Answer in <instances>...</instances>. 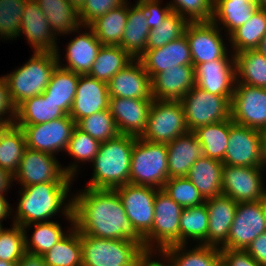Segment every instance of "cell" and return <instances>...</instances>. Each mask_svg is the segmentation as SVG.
<instances>
[{
	"instance_id": "2",
	"label": "cell",
	"mask_w": 266,
	"mask_h": 266,
	"mask_svg": "<svg viewBox=\"0 0 266 266\" xmlns=\"http://www.w3.org/2000/svg\"><path fill=\"white\" fill-rule=\"evenodd\" d=\"M71 182H45L22 187L21 197L14 216V224L26 231L33 223L50 221L62 207V214L74 226L72 197L64 203L70 191ZM64 207H63V206ZM31 225V226H30Z\"/></svg>"
},
{
	"instance_id": "8",
	"label": "cell",
	"mask_w": 266,
	"mask_h": 266,
	"mask_svg": "<svg viewBox=\"0 0 266 266\" xmlns=\"http://www.w3.org/2000/svg\"><path fill=\"white\" fill-rule=\"evenodd\" d=\"M62 167L54 155L26 147L20 166L13 180L25 187L45 182H71L78 171V164Z\"/></svg>"
},
{
	"instance_id": "39",
	"label": "cell",
	"mask_w": 266,
	"mask_h": 266,
	"mask_svg": "<svg viewBox=\"0 0 266 266\" xmlns=\"http://www.w3.org/2000/svg\"><path fill=\"white\" fill-rule=\"evenodd\" d=\"M132 60L133 58L122 47L102 45L87 75L108 83L113 76Z\"/></svg>"
},
{
	"instance_id": "67",
	"label": "cell",
	"mask_w": 266,
	"mask_h": 266,
	"mask_svg": "<svg viewBox=\"0 0 266 266\" xmlns=\"http://www.w3.org/2000/svg\"><path fill=\"white\" fill-rule=\"evenodd\" d=\"M248 1H249V2H252V3H255V4L258 5V3H259L260 0H248Z\"/></svg>"
},
{
	"instance_id": "44",
	"label": "cell",
	"mask_w": 266,
	"mask_h": 266,
	"mask_svg": "<svg viewBox=\"0 0 266 266\" xmlns=\"http://www.w3.org/2000/svg\"><path fill=\"white\" fill-rule=\"evenodd\" d=\"M188 24L189 21L178 13L171 11L162 24L157 25V28L150 29L146 42V50L163 47L167 43L181 38L185 35Z\"/></svg>"
},
{
	"instance_id": "15",
	"label": "cell",
	"mask_w": 266,
	"mask_h": 266,
	"mask_svg": "<svg viewBox=\"0 0 266 266\" xmlns=\"http://www.w3.org/2000/svg\"><path fill=\"white\" fill-rule=\"evenodd\" d=\"M266 167H244L223 165L222 194L237 203L266 199V188L262 180Z\"/></svg>"
},
{
	"instance_id": "18",
	"label": "cell",
	"mask_w": 266,
	"mask_h": 266,
	"mask_svg": "<svg viewBox=\"0 0 266 266\" xmlns=\"http://www.w3.org/2000/svg\"><path fill=\"white\" fill-rule=\"evenodd\" d=\"M195 85L214 95L233 96L236 83L235 55L198 64L194 68Z\"/></svg>"
},
{
	"instance_id": "46",
	"label": "cell",
	"mask_w": 266,
	"mask_h": 266,
	"mask_svg": "<svg viewBox=\"0 0 266 266\" xmlns=\"http://www.w3.org/2000/svg\"><path fill=\"white\" fill-rule=\"evenodd\" d=\"M162 190L182 208L199 206L205 199L187 177L169 178Z\"/></svg>"
},
{
	"instance_id": "59",
	"label": "cell",
	"mask_w": 266,
	"mask_h": 266,
	"mask_svg": "<svg viewBox=\"0 0 266 266\" xmlns=\"http://www.w3.org/2000/svg\"><path fill=\"white\" fill-rule=\"evenodd\" d=\"M5 192H0V222L11 214L12 210L10 204L5 199Z\"/></svg>"
},
{
	"instance_id": "24",
	"label": "cell",
	"mask_w": 266,
	"mask_h": 266,
	"mask_svg": "<svg viewBox=\"0 0 266 266\" xmlns=\"http://www.w3.org/2000/svg\"><path fill=\"white\" fill-rule=\"evenodd\" d=\"M195 86L193 65H180L157 73L151 79V93L158 100H181Z\"/></svg>"
},
{
	"instance_id": "12",
	"label": "cell",
	"mask_w": 266,
	"mask_h": 266,
	"mask_svg": "<svg viewBox=\"0 0 266 266\" xmlns=\"http://www.w3.org/2000/svg\"><path fill=\"white\" fill-rule=\"evenodd\" d=\"M265 231L266 199L238 203L228 241L221 248L246 250Z\"/></svg>"
},
{
	"instance_id": "61",
	"label": "cell",
	"mask_w": 266,
	"mask_h": 266,
	"mask_svg": "<svg viewBox=\"0 0 266 266\" xmlns=\"http://www.w3.org/2000/svg\"><path fill=\"white\" fill-rule=\"evenodd\" d=\"M72 5L77 9L79 10L83 4L85 3L86 0H69Z\"/></svg>"
},
{
	"instance_id": "32",
	"label": "cell",
	"mask_w": 266,
	"mask_h": 266,
	"mask_svg": "<svg viewBox=\"0 0 266 266\" xmlns=\"http://www.w3.org/2000/svg\"><path fill=\"white\" fill-rule=\"evenodd\" d=\"M258 8L257 4L248 0H213L211 22L218 26L223 24L229 36L239 26L250 20Z\"/></svg>"
},
{
	"instance_id": "31",
	"label": "cell",
	"mask_w": 266,
	"mask_h": 266,
	"mask_svg": "<svg viewBox=\"0 0 266 266\" xmlns=\"http://www.w3.org/2000/svg\"><path fill=\"white\" fill-rule=\"evenodd\" d=\"M67 114L54 101L44 94L25 99L16 107V125H35L46 123Z\"/></svg>"
},
{
	"instance_id": "14",
	"label": "cell",
	"mask_w": 266,
	"mask_h": 266,
	"mask_svg": "<svg viewBox=\"0 0 266 266\" xmlns=\"http://www.w3.org/2000/svg\"><path fill=\"white\" fill-rule=\"evenodd\" d=\"M17 126L24 132L26 147L54 155L66 151L76 122L66 115L46 123Z\"/></svg>"
},
{
	"instance_id": "45",
	"label": "cell",
	"mask_w": 266,
	"mask_h": 266,
	"mask_svg": "<svg viewBox=\"0 0 266 266\" xmlns=\"http://www.w3.org/2000/svg\"><path fill=\"white\" fill-rule=\"evenodd\" d=\"M76 126L100 143L113 139L120 134L109 109L82 118Z\"/></svg>"
},
{
	"instance_id": "1",
	"label": "cell",
	"mask_w": 266,
	"mask_h": 266,
	"mask_svg": "<svg viewBox=\"0 0 266 266\" xmlns=\"http://www.w3.org/2000/svg\"><path fill=\"white\" fill-rule=\"evenodd\" d=\"M74 227L103 239L142 240L132 229L115 190L91 189L72 196Z\"/></svg>"
},
{
	"instance_id": "6",
	"label": "cell",
	"mask_w": 266,
	"mask_h": 266,
	"mask_svg": "<svg viewBox=\"0 0 266 266\" xmlns=\"http://www.w3.org/2000/svg\"><path fill=\"white\" fill-rule=\"evenodd\" d=\"M168 179L167 145L135 137L129 183L162 189Z\"/></svg>"
},
{
	"instance_id": "54",
	"label": "cell",
	"mask_w": 266,
	"mask_h": 266,
	"mask_svg": "<svg viewBox=\"0 0 266 266\" xmlns=\"http://www.w3.org/2000/svg\"><path fill=\"white\" fill-rule=\"evenodd\" d=\"M221 259L227 266H260L246 250L220 248Z\"/></svg>"
},
{
	"instance_id": "29",
	"label": "cell",
	"mask_w": 266,
	"mask_h": 266,
	"mask_svg": "<svg viewBox=\"0 0 266 266\" xmlns=\"http://www.w3.org/2000/svg\"><path fill=\"white\" fill-rule=\"evenodd\" d=\"M146 12L140 4L128 6L127 23L120 47L133 59H138L146 51V42L150 28L147 24Z\"/></svg>"
},
{
	"instance_id": "55",
	"label": "cell",
	"mask_w": 266,
	"mask_h": 266,
	"mask_svg": "<svg viewBox=\"0 0 266 266\" xmlns=\"http://www.w3.org/2000/svg\"><path fill=\"white\" fill-rule=\"evenodd\" d=\"M246 251L260 266H266V231L254 239Z\"/></svg>"
},
{
	"instance_id": "40",
	"label": "cell",
	"mask_w": 266,
	"mask_h": 266,
	"mask_svg": "<svg viewBox=\"0 0 266 266\" xmlns=\"http://www.w3.org/2000/svg\"><path fill=\"white\" fill-rule=\"evenodd\" d=\"M266 34V11L258 8L246 23L239 26L229 37L233 54L257 49Z\"/></svg>"
},
{
	"instance_id": "66",
	"label": "cell",
	"mask_w": 266,
	"mask_h": 266,
	"mask_svg": "<svg viewBox=\"0 0 266 266\" xmlns=\"http://www.w3.org/2000/svg\"><path fill=\"white\" fill-rule=\"evenodd\" d=\"M143 1H147V0H138V1H137V4H140V3L143 2ZM123 2H125V3H129V2H127V0H123Z\"/></svg>"
},
{
	"instance_id": "4",
	"label": "cell",
	"mask_w": 266,
	"mask_h": 266,
	"mask_svg": "<svg viewBox=\"0 0 266 266\" xmlns=\"http://www.w3.org/2000/svg\"><path fill=\"white\" fill-rule=\"evenodd\" d=\"M82 266H141L142 240L103 239L80 233Z\"/></svg>"
},
{
	"instance_id": "68",
	"label": "cell",
	"mask_w": 266,
	"mask_h": 266,
	"mask_svg": "<svg viewBox=\"0 0 266 266\" xmlns=\"http://www.w3.org/2000/svg\"><path fill=\"white\" fill-rule=\"evenodd\" d=\"M1 224H2V223L0 222V231L3 229Z\"/></svg>"
},
{
	"instance_id": "62",
	"label": "cell",
	"mask_w": 266,
	"mask_h": 266,
	"mask_svg": "<svg viewBox=\"0 0 266 266\" xmlns=\"http://www.w3.org/2000/svg\"><path fill=\"white\" fill-rule=\"evenodd\" d=\"M0 266H17V263L0 260Z\"/></svg>"
},
{
	"instance_id": "27",
	"label": "cell",
	"mask_w": 266,
	"mask_h": 266,
	"mask_svg": "<svg viewBox=\"0 0 266 266\" xmlns=\"http://www.w3.org/2000/svg\"><path fill=\"white\" fill-rule=\"evenodd\" d=\"M84 28H88L90 31L76 36L67 45L65 57L67 65L63 66L60 64L58 50L55 52L58 58V66L80 75H87L90 72L92 64L95 62L98 51L102 46L93 30L89 26H84Z\"/></svg>"
},
{
	"instance_id": "3",
	"label": "cell",
	"mask_w": 266,
	"mask_h": 266,
	"mask_svg": "<svg viewBox=\"0 0 266 266\" xmlns=\"http://www.w3.org/2000/svg\"><path fill=\"white\" fill-rule=\"evenodd\" d=\"M135 136L119 134L102 142L93 160V176L87 188L114 190L129 183Z\"/></svg>"
},
{
	"instance_id": "17",
	"label": "cell",
	"mask_w": 266,
	"mask_h": 266,
	"mask_svg": "<svg viewBox=\"0 0 266 266\" xmlns=\"http://www.w3.org/2000/svg\"><path fill=\"white\" fill-rule=\"evenodd\" d=\"M220 26L210 22L189 23L185 30L188 39L192 65L221 59L228 51L220 35Z\"/></svg>"
},
{
	"instance_id": "33",
	"label": "cell",
	"mask_w": 266,
	"mask_h": 266,
	"mask_svg": "<svg viewBox=\"0 0 266 266\" xmlns=\"http://www.w3.org/2000/svg\"><path fill=\"white\" fill-rule=\"evenodd\" d=\"M79 75L57 65L52 72L47 88L43 92L45 98L58 104V107L67 115H69L73 105Z\"/></svg>"
},
{
	"instance_id": "30",
	"label": "cell",
	"mask_w": 266,
	"mask_h": 266,
	"mask_svg": "<svg viewBox=\"0 0 266 266\" xmlns=\"http://www.w3.org/2000/svg\"><path fill=\"white\" fill-rule=\"evenodd\" d=\"M43 11L52 32L56 35L78 32L82 27L78 10L69 0H33ZM80 26V27H79Z\"/></svg>"
},
{
	"instance_id": "13",
	"label": "cell",
	"mask_w": 266,
	"mask_h": 266,
	"mask_svg": "<svg viewBox=\"0 0 266 266\" xmlns=\"http://www.w3.org/2000/svg\"><path fill=\"white\" fill-rule=\"evenodd\" d=\"M114 190L121 199L133 231L142 239L152 229L154 200L159 189L128 183Z\"/></svg>"
},
{
	"instance_id": "11",
	"label": "cell",
	"mask_w": 266,
	"mask_h": 266,
	"mask_svg": "<svg viewBox=\"0 0 266 266\" xmlns=\"http://www.w3.org/2000/svg\"><path fill=\"white\" fill-rule=\"evenodd\" d=\"M264 132L234 123L230 118L228 146L224 165L265 167Z\"/></svg>"
},
{
	"instance_id": "23",
	"label": "cell",
	"mask_w": 266,
	"mask_h": 266,
	"mask_svg": "<svg viewBox=\"0 0 266 266\" xmlns=\"http://www.w3.org/2000/svg\"><path fill=\"white\" fill-rule=\"evenodd\" d=\"M25 34L35 52H56L58 50L55 34L38 4L28 0L21 19L19 36Z\"/></svg>"
},
{
	"instance_id": "34",
	"label": "cell",
	"mask_w": 266,
	"mask_h": 266,
	"mask_svg": "<svg viewBox=\"0 0 266 266\" xmlns=\"http://www.w3.org/2000/svg\"><path fill=\"white\" fill-rule=\"evenodd\" d=\"M26 148L25 135L15 123L0 129V167L12 176L17 172Z\"/></svg>"
},
{
	"instance_id": "50",
	"label": "cell",
	"mask_w": 266,
	"mask_h": 266,
	"mask_svg": "<svg viewBox=\"0 0 266 266\" xmlns=\"http://www.w3.org/2000/svg\"><path fill=\"white\" fill-rule=\"evenodd\" d=\"M100 144L98 140L92 138L88 133L83 132L76 126L69 140L66 152L76 159V163H80V161L92 163L99 151Z\"/></svg>"
},
{
	"instance_id": "22",
	"label": "cell",
	"mask_w": 266,
	"mask_h": 266,
	"mask_svg": "<svg viewBox=\"0 0 266 266\" xmlns=\"http://www.w3.org/2000/svg\"><path fill=\"white\" fill-rule=\"evenodd\" d=\"M152 79L157 73L175 66L192 65L190 46L186 35L163 47L146 50L139 58Z\"/></svg>"
},
{
	"instance_id": "10",
	"label": "cell",
	"mask_w": 266,
	"mask_h": 266,
	"mask_svg": "<svg viewBox=\"0 0 266 266\" xmlns=\"http://www.w3.org/2000/svg\"><path fill=\"white\" fill-rule=\"evenodd\" d=\"M188 131L183 105L179 100L153 99L147 127L141 138L167 144Z\"/></svg>"
},
{
	"instance_id": "58",
	"label": "cell",
	"mask_w": 266,
	"mask_h": 266,
	"mask_svg": "<svg viewBox=\"0 0 266 266\" xmlns=\"http://www.w3.org/2000/svg\"><path fill=\"white\" fill-rule=\"evenodd\" d=\"M13 176L5 169L0 167V192H6L12 184Z\"/></svg>"
},
{
	"instance_id": "53",
	"label": "cell",
	"mask_w": 266,
	"mask_h": 266,
	"mask_svg": "<svg viewBox=\"0 0 266 266\" xmlns=\"http://www.w3.org/2000/svg\"><path fill=\"white\" fill-rule=\"evenodd\" d=\"M146 12L147 24L150 29L157 28V25L162 24L163 20L170 14L171 7L169 4L166 7H160V0H147L140 3Z\"/></svg>"
},
{
	"instance_id": "20",
	"label": "cell",
	"mask_w": 266,
	"mask_h": 266,
	"mask_svg": "<svg viewBox=\"0 0 266 266\" xmlns=\"http://www.w3.org/2000/svg\"><path fill=\"white\" fill-rule=\"evenodd\" d=\"M109 99L107 83L89 75H79L69 116L77 124L82 118L109 109Z\"/></svg>"
},
{
	"instance_id": "26",
	"label": "cell",
	"mask_w": 266,
	"mask_h": 266,
	"mask_svg": "<svg viewBox=\"0 0 266 266\" xmlns=\"http://www.w3.org/2000/svg\"><path fill=\"white\" fill-rule=\"evenodd\" d=\"M169 178L187 177L191 166L203 156L202 145L193 131L166 144Z\"/></svg>"
},
{
	"instance_id": "42",
	"label": "cell",
	"mask_w": 266,
	"mask_h": 266,
	"mask_svg": "<svg viewBox=\"0 0 266 266\" xmlns=\"http://www.w3.org/2000/svg\"><path fill=\"white\" fill-rule=\"evenodd\" d=\"M209 217L206 204L183 208L180 215V245H187V237L206 245Z\"/></svg>"
},
{
	"instance_id": "25",
	"label": "cell",
	"mask_w": 266,
	"mask_h": 266,
	"mask_svg": "<svg viewBox=\"0 0 266 266\" xmlns=\"http://www.w3.org/2000/svg\"><path fill=\"white\" fill-rule=\"evenodd\" d=\"M205 204L209 217L206 245L221 248L228 241L238 203L221 194L206 199Z\"/></svg>"
},
{
	"instance_id": "51",
	"label": "cell",
	"mask_w": 266,
	"mask_h": 266,
	"mask_svg": "<svg viewBox=\"0 0 266 266\" xmlns=\"http://www.w3.org/2000/svg\"><path fill=\"white\" fill-rule=\"evenodd\" d=\"M123 3V0H86L78 10L81 26H89L98 17L103 16Z\"/></svg>"
},
{
	"instance_id": "56",
	"label": "cell",
	"mask_w": 266,
	"mask_h": 266,
	"mask_svg": "<svg viewBox=\"0 0 266 266\" xmlns=\"http://www.w3.org/2000/svg\"><path fill=\"white\" fill-rule=\"evenodd\" d=\"M17 266H47L42 255L25 252Z\"/></svg>"
},
{
	"instance_id": "16",
	"label": "cell",
	"mask_w": 266,
	"mask_h": 266,
	"mask_svg": "<svg viewBox=\"0 0 266 266\" xmlns=\"http://www.w3.org/2000/svg\"><path fill=\"white\" fill-rule=\"evenodd\" d=\"M231 118L238 125L266 132V89L235 84Z\"/></svg>"
},
{
	"instance_id": "47",
	"label": "cell",
	"mask_w": 266,
	"mask_h": 266,
	"mask_svg": "<svg viewBox=\"0 0 266 266\" xmlns=\"http://www.w3.org/2000/svg\"><path fill=\"white\" fill-rule=\"evenodd\" d=\"M28 0H0V38L19 36L23 10Z\"/></svg>"
},
{
	"instance_id": "57",
	"label": "cell",
	"mask_w": 266,
	"mask_h": 266,
	"mask_svg": "<svg viewBox=\"0 0 266 266\" xmlns=\"http://www.w3.org/2000/svg\"><path fill=\"white\" fill-rule=\"evenodd\" d=\"M160 256H162L163 258H165L164 260L167 261V262H163L161 263V261H158V260H151V257L153 254H152V251H147L146 254H145V257L141 263V266H176L169 258H167L161 251H160ZM166 263V264H165ZM168 263V264H167Z\"/></svg>"
},
{
	"instance_id": "37",
	"label": "cell",
	"mask_w": 266,
	"mask_h": 266,
	"mask_svg": "<svg viewBox=\"0 0 266 266\" xmlns=\"http://www.w3.org/2000/svg\"><path fill=\"white\" fill-rule=\"evenodd\" d=\"M196 246L186 251V245H171L161 252L176 266H216L221 260L219 247L199 244Z\"/></svg>"
},
{
	"instance_id": "49",
	"label": "cell",
	"mask_w": 266,
	"mask_h": 266,
	"mask_svg": "<svg viewBox=\"0 0 266 266\" xmlns=\"http://www.w3.org/2000/svg\"><path fill=\"white\" fill-rule=\"evenodd\" d=\"M168 4L189 23L210 22L212 19L213 0H173Z\"/></svg>"
},
{
	"instance_id": "36",
	"label": "cell",
	"mask_w": 266,
	"mask_h": 266,
	"mask_svg": "<svg viewBox=\"0 0 266 266\" xmlns=\"http://www.w3.org/2000/svg\"><path fill=\"white\" fill-rule=\"evenodd\" d=\"M235 63V84H245L266 89V57L259 51L254 49L236 53Z\"/></svg>"
},
{
	"instance_id": "28",
	"label": "cell",
	"mask_w": 266,
	"mask_h": 266,
	"mask_svg": "<svg viewBox=\"0 0 266 266\" xmlns=\"http://www.w3.org/2000/svg\"><path fill=\"white\" fill-rule=\"evenodd\" d=\"M223 165L221 161L202 156L191 166L187 178L205 200L222 194Z\"/></svg>"
},
{
	"instance_id": "64",
	"label": "cell",
	"mask_w": 266,
	"mask_h": 266,
	"mask_svg": "<svg viewBox=\"0 0 266 266\" xmlns=\"http://www.w3.org/2000/svg\"><path fill=\"white\" fill-rule=\"evenodd\" d=\"M264 147H265V151H264V164L266 166V132L264 133Z\"/></svg>"
},
{
	"instance_id": "41",
	"label": "cell",
	"mask_w": 266,
	"mask_h": 266,
	"mask_svg": "<svg viewBox=\"0 0 266 266\" xmlns=\"http://www.w3.org/2000/svg\"><path fill=\"white\" fill-rule=\"evenodd\" d=\"M202 145L203 156L223 162L228 146L230 118L193 131Z\"/></svg>"
},
{
	"instance_id": "48",
	"label": "cell",
	"mask_w": 266,
	"mask_h": 266,
	"mask_svg": "<svg viewBox=\"0 0 266 266\" xmlns=\"http://www.w3.org/2000/svg\"><path fill=\"white\" fill-rule=\"evenodd\" d=\"M27 231L20 225L0 231V260L18 263L25 251V235Z\"/></svg>"
},
{
	"instance_id": "7",
	"label": "cell",
	"mask_w": 266,
	"mask_h": 266,
	"mask_svg": "<svg viewBox=\"0 0 266 266\" xmlns=\"http://www.w3.org/2000/svg\"><path fill=\"white\" fill-rule=\"evenodd\" d=\"M183 208L171 199L162 189L154 200L152 229L142 238L146 251H162L171 245H180V215ZM157 247H155V244ZM153 246L155 248H153Z\"/></svg>"
},
{
	"instance_id": "38",
	"label": "cell",
	"mask_w": 266,
	"mask_h": 266,
	"mask_svg": "<svg viewBox=\"0 0 266 266\" xmlns=\"http://www.w3.org/2000/svg\"><path fill=\"white\" fill-rule=\"evenodd\" d=\"M70 228L68 234L42 255L47 266H82L80 232L74 226Z\"/></svg>"
},
{
	"instance_id": "9",
	"label": "cell",
	"mask_w": 266,
	"mask_h": 266,
	"mask_svg": "<svg viewBox=\"0 0 266 266\" xmlns=\"http://www.w3.org/2000/svg\"><path fill=\"white\" fill-rule=\"evenodd\" d=\"M233 96H220L200 89L196 85L180 100L189 131L231 118Z\"/></svg>"
},
{
	"instance_id": "35",
	"label": "cell",
	"mask_w": 266,
	"mask_h": 266,
	"mask_svg": "<svg viewBox=\"0 0 266 266\" xmlns=\"http://www.w3.org/2000/svg\"><path fill=\"white\" fill-rule=\"evenodd\" d=\"M128 5L124 2L89 25L102 45L120 46L127 23Z\"/></svg>"
},
{
	"instance_id": "5",
	"label": "cell",
	"mask_w": 266,
	"mask_h": 266,
	"mask_svg": "<svg viewBox=\"0 0 266 266\" xmlns=\"http://www.w3.org/2000/svg\"><path fill=\"white\" fill-rule=\"evenodd\" d=\"M32 58L11 74L5 75L13 104L17 107L25 99L41 95L58 65L55 52H33Z\"/></svg>"
},
{
	"instance_id": "21",
	"label": "cell",
	"mask_w": 266,
	"mask_h": 266,
	"mask_svg": "<svg viewBox=\"0 0 266 266\" xmlns=\"http://www.w3.org/2000/svg\"><path fill=\"white\" fill-rule=\"evenodd\" d=\"M107 85L110 97L154 99L151 78L139 59H133Z\"/></svg>"
},
{
	"instance_id": "63",
	"label": "cell",
	"mask_w": 266,
	"mask_h": 266,
	"mask_svg": "<svg viewBox=\"0 0 266 266\" xmlns=\"http://www.w3.org/2000/svg\"><path fill=\"white\" fill-rule=\"evenodd\" d=\"M258 7L266 11V0H260L258 3Z\"/></svg>"
},
{
	"instance_id": "19",
	"label": "cell",
	"mask_w": 266,
	"mask_h": 266,
	"mask_svg": "<svg viewBox=\"0 0 266 266\" xmlns=\"http://www.w3.org/2000/svg\"><path fill=\"white\" fill-rule=\"evenodd\" d=\"M153 99L110 97L109 111L118 132L141 137L145 132Z\"/></svg>"
},
{
	"instance_id": "60",
	"label": "cell",
	"mask_w": 266,
	"mask_h": 266,
	"mask_svg": "<svg viewBox=\"0 0 266 266\" xmlns=\"http://www.w3.org/2000/svg\"><path fill=\"white\" fill-rule=\"evenodd\" d=\"M256 50L259 51L264 57H266V34L261 39L260 44Z\"/></svg>"
},
{
	"instance_id": "52",
	"label": "cell",
	"mask_w": 266,
	"mask_h": 266,
	"mask_svg": "<svg viewBox=\"0 0 266 266\" xmlns=\"http://www.w3.org/2000/svg\"><path fill=\"white\" fill-rule=\"evenodd\" d=\"M5 114H9L7 118ZM4 117V118H3ZM16 118V106L13 104L10 93L8 90V84L5 77H0V125L7 126L13 124Z\"/></svg>"
},
{
	"instance_id": "65",
	"label": "cell",
	"mask_w": 266,
	"mask_h": 266,
	"mask_svg": "<svg viewBox=\"0 0 266 266\" xmlns=\"http://www.w3.org/2000/svg\"><path fill=\"white\" fill-rule=\"evenodd\" d=\"M216 266H227L224 261L221 259Z\"/></svg>"
},
{
	"instance_id": "43",
	"label": "cell",
	"mask_w": 266,
	"mask_h": 266,
	"mask_svg": "<svg viewBox=\"0 0 266 266\" xmlns=\"http://www.w3.org/2000/svg\"><path fill=\"white\" fill-rule=\"evenodd\" d=\"M33 224L35 230L31 238L28 240L25 235V251L32 254H45L67 234L59 223L51 220Z\"/></svg>"
}]
</instances>
